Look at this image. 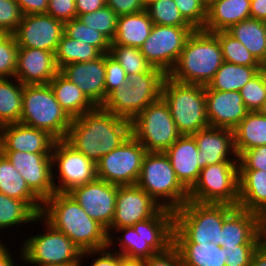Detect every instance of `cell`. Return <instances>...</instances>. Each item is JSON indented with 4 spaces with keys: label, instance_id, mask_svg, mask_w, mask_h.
Returning <instances> with one entry per match:
<instances>
[{
    "label": "cell",
    "instance_id": "cell-1",
    "mask_svg": "<svg viewBox=\"0 0 266 266\" xmlns=\"http://www.w3.org/2000/svg\"><path fill=\"white\" fill-rule=\"evenodd\" d=\"M130 135V120L95 107L72 119L65 141L96 165Z\"/></svg>",
    "mask_w": 266,
    "mask_h": 266
},
{
    "label": "cell",
    "instance_id": "cell-2",
    "mask_svg": "<svg viewBox=\"0 0 266 266\" xmlns=\"http://www.w3.org/2000/svg\"><path fill=\"white\" fill-rule=\"evenodd\" d=\"M40 216L67 235L82 251L108 247L106 229L92 219L69 193L55 192L43 202Z\"/></svg>",
    "mask_w": 266,
    "mask_h": 266
},
{
    "label": "cell",
    "instance_id": "cell-3",
    "mask_svg": "<svg viewBox=\"0 0 266 266\" xmlns=\"http://www.w3.org/2000/svg\"><path fill=\"white\" fill-rule=\"evenodd\" d=\"M223 62L217 36L213 32L195 29L167 76L180 83L208 86Z\"/></svg>",
    "mask_w": 266,
    "mask_h": 266
},
{
    "label": "cell",
    "instance_id": "cell-4",
    "mask_svg": "<svg viewBox=\"0 0 266 266\" xmlns=\"http://www.w3.org/2000/svg\"><path fill=\"white\" fill-rule=\"evenodd\" d=\"M236 207L188 200L174 211L173 243H214L220 246L224 219Z\"/></svg>",
    "mask_w": 266,
    "mask_h": 266
},
{
    "label": "cell",
    "instance_id": "cell-5",
    "mask_svg": "<svg viewBox=\"0 0 266 266\" xmlns=\"http://www.w3.org/2000/svg\"><path fill=\"white\" fill-rule=\"evenodd\" d=\"M174 211L161 208L153 217L137 222L133 227L114 228V232L124 234L116 236L121 256L146 259L164 252L173 245Z\"/></svg>",
    "mask_w": 266,
    "mask_h": 266
},
{
    "label": "cell",
    "instance_id": "cell-6",
    "mask_svg": "<svg viewBox=\"0 0 266 266\" xmlns=\"http://www.w3.org/2000/svg\"><path fill=\"white\" fill-rule=\"evenodd\" d=\"M167 75L159 68L127 74V82L118 85L101 106L116 116L132 121L148 105L161 97Z\"/></svg>",
    "mask_w": 266,
    "mask_h": 266
},
{
    "label": "cell",
    "instance_id": "cell-7",
    "mask_svg": "<svg viewBox=\"0 0 266 266\" xmlns=\"http://www.w3.org/2000/svg\"><path fill=\"white\" fill-rule=\"evenodd\" d=\"M72 118L60 106L49 84L24 85L20 123L65 140Z\"/></svg>",
    "mask_w": 266,
    "mask_h": 266
},
{
    "label": "cell",
    "instance_id": "cell-8",
    "mask_svg": "<svg viewBox=\"0 0 266 266\" xmlns=\"http://www.w3.org/2000/svg\"><path fill=\"white\" fill-rule=\"evenodd\" d=\"M162 208L175 211L189 200V191L180 183L164 152H147L136 183Z\"/></svg>",
    "mask_w": 266,
    "mask_h": 266
},
{
    "label": "cell",
    "instance_id": "cell-9",
    "mask_svg": "<svg viewBox=\"0 0 266 266\" xmlns=\"http://www.w3.org/2000/svg\"><path fill=\"white\" fill-rule=\"evenodd\" d=\"M161 97L168 105L181 135H192L209 127L205 86L180 83L166 76Z\"/></svg>",
    "mask_w": 266,
    "mask_h": 266
},
{
    "label": "cell",
    "instance_id": "cell-10",
    "mask_svg": "<svg viewBox=\"0 0 266 266\" xmlns=\"http://www.w3.org/2000/svg\"><path fill=\"white\" fill-rule=\"evenodd\" d=\"M45 232L26 238L19 254L24 264L81 266L82 251L64 233L54 229L39 215ZM47 230V231H46Z\"/></svg>",
    "mask_w": 266,
    "mask_h": 266
},
{
    "label": "cell",
    "instance_id": "cell-11",
    "mask_svg": "<svg viewBox=\"0 0 266 266\" xmlns=\"http://www.w3.org/2000/svg\"><path fill=\"white\" fill-rule=\"evenodd\" d=\"M131 134L147 152H165L181 136L162 97L131 121Z\"/></svg>",
    "mask_w": 266,
    "mask_h": 266
},
{
    "label": "cell",
    "instance_id": "cell-12",
    "mask_svg": "<svg viewBox=\"0 0 266 266\" xmlns=\"http://www.w3.org/2000/svg\"><path fill=\"white\" fill-rule=\"evenodd\" d=\"M189 200L238 207V162H221L201 169L197 182L189 190Z\"/></svg>",
    "mask_w": 266,
    "mask_h": 266
},
{
    "label": "cell",
    "instance_id": "cell-13",
    "mask_svg": "<svg viewBox=\"0 0 266 266\" xmlns=\"http://www.w3.org/2000/svg\"><path fill=\"white\" fill-rule=\"evenodd\" d=\"M146 149L131 134L96 164L97 179L118 186L136 185Z\"/></svg>",
    "mask_w": 266,
    "mask_h": 266
},
{
    "label": "cell",
    "instance_id": "cell-14",
    "mask_svg": "<svg viewBox=\"0 0 266 266\" xmlns=\"http://www.w3.org/2000/svg\"><path fill=\"white\" fill-rule=\"evenodd\" d=\"M51 156L52 167L58 171L55 173L53 171V184L56 192L68 193L73 188L97 178L96 165L65 140H56ZM56 174L59 178L55 177ZM55 179H59V183Z\"/></svg>",
    "mask_w": 266,
    "mask_h": 266
},
{
    "label": "cell",
    "instance_id": "cell-15",
    "mask_svg": "<svg viewBox=\"0 0 266 266\" xmlns=\"http://www.w3.org/2000/svg\"><path fill=\"white\" fill-rule=\"evenodd\" d=\"M193 27L162 26L154 24L149 37L140 47L152 67L166 75L175 66Z\"/></svg>",
    "mask_w": 266,
    "mask_h": 266
},
{
    "label": "cell",
    "instance_id": "cell-16",
    "mask_svg": "<svg viewBox=\"0 0 266 266\" xmlns=\"http://www.w3.org/2000/svg\"><path fill=\"white\" fill-rule=\"evenodd\" d=\"M162 207L144 190L137 185L118 186L115 215L111 226L106 230L108 234V247L114 243L113 229L133 227L153 217ZM112 231V232H111Z\"/></svg>",
    "mask_w": 266,
    "mask_h": 266
},
{
    "label": "cell",
    "instance_id": "cell-17",
    "mask_svg": "<svg viewBox=\"0 0 266 266\" xmlns=\"http://www.w3.org/2000/svg\"><path fill=\"white\" fill-rule=\"evenodd\" d=\"M23 177L30 190L42 201L55 192L51 154L1 151Z\"/></svg>",
    "mask_w": 266,
    "mask_h": 266
},
{
    "label": "cell",
    "instance_id": "cell-18",
    "mask_svg": "<svg viewBox=\"0 0 266 266\" xmlns=\"http://www.w3.org/2000/svg\"><path fill=\"white\" fill-rule=\"evenodd\" d=\"M118 185L95 179L77 186L68 193L84 211L106 230L111 226L115 215Z\"/></svg>",
    "mask_w": 266,
    "mask_h": 266
},
{
    "label": "cell",
    "instance_id": "cell-19",
    "mask_svg": "<svg viewBox=\"0 0 266 266\" xmlns=\"http://www.w3.org/2000/svg\"><path fill=\"white\" fill-rule=\"evenodd\" d=\"M64 33V23L48 14L23 15L13 33L18 47L36 48L55 54Z\"/></svg>",
    "mask_w": 266,
    "mask_h": 266
},
{
    "label": "cell",
    "instance_id": "cell-20",
    "mask_svg": "<svg viewBox=\"0 0 266 266\" xmlns=\"http://www.w3.org/2000/svg\"><path fill=\"white\" fill-rule=\"evenodd\" d=\"M59 72L76 84L95 107L106 101L105 54L92 61L67 64Z\"/></svg>",
    "mask_w": 266,
    "mask_h": 266
},
{
    "label": "cell",
    "instance_id": "cell-21",
    "mask_svg": "<svg viewBox=\"0 0 266 266\" xmlns=\"http://www.w3.org/2000/svg\"><path fill=\"white\" fill-rule=\"evenodd\" d=\"M209 127L233 130L249 112L239 91H218L205 86Z\"/></svg>",
    "mask_w": 266,
    "mask_h": 266
},
{
    "label": "cell",
    "instance_id": "cell-22",
    "mask_svg": "<svg viewBox=\"0 0 266 266\" xmlns=\"http://www.w3.org/2000/svg\"><path fill=\"white\" fill-rule=\"evenodd\" d=\"M192 136L199 150L198 164L201 169L221 162H238L233 130L207 127Z\"/></svg>",
    "mask_w": 266,
    "mask_h": 266
},
{
    "label": "cell",
    "instance_id": "cell-23",
    "mask_svg": "<svg viewBox=\"0 0 266 266\" xmlns=\"http://www.w3.org/2000/svg\"><path fill=\"white\" fill-rule=\"evenodd\" d=\"M55 142L48 132L20 122L0 127V151L52 154Z\"/></svg>",
    "mask_w": 266,
    "mask_h": 266
},
{
    "label": "cell",
    "instance_id": "cell-24",
    "mask_svg": "<svg viewBox=\"0 0 266 266\" xmlns=\"http://www.w3.org/2000/svg\"><path fill=\"white\" fill-rule=\"evenodd\" d=\"M58 72L53 52L18 47L15 78L23 85L49 84Z\"/></svg>",
    "mask_w": 266,
    "mask_h": 266
},
{
    "label": "cell",
    "instance_id": "cell-25",
    "mask_svg": "<svg viewBox=\"0 0 266 266\" xmlns=\"http://www.w3.org/2000/svg\"><path fill=\"white\" fill-rule=\"evenodd\" d=\"M260 216L236 207L223 222L220 246L259 245Z\"/></svg>",
    "mask_w": 266,
    "mask_h": 266
},
{
    "label": "cell",
    "instance_id": "cell-26",
    "mask_svg": "<svg viewBox=\"0 0 266 266\" xmlns=\"http://www.w3.org/2000/svg\"><path fill=\"white\" fill-rule=\"evenodd\" d=\"M180 183L189 191L197 182L201 168L198 164L199 150L192 135H181L164 152Z\"/></svg>",
    "mask_w": 266,
    "mask_h": 266
},
{
    "label": "cell",
    "instance_id": "cell-27",
    "mask_svg": "<svg viewBox=\"0 0 266 266\" xmlns=\"http://www.w3.org/2000/svg\"><path fill=\"white\" fill-rule=\"evenodd\" d=\"M251 0H211L207 3V16L203 30L226 31L232 25L251 17Z\"/></svg>",
    "mask_w": 266,
    "mask_h": 266
},
{
    "label": "cell",
    "instance_id": "cell-28",
    "mask_svg": "<svg viewBox=\"0 0 266 266\" xmlns=\"http://www.w3.org/2000/svg\"><path fill=\"white\" fill-rule=\"evenodd\" d=\"M238 207L249 212L266 215V171L238 170Z\"/></svg>",
    "mask_w": 266,
    "mask_h": 266
},
{
    "label": "cell",
    "instance_id": "cell-29",
    "mask_svg": "<svg viewBox=\"0 0 266 266\" xmlns=\"http://www.w3.org/2000/svg\"><path fill=\"white\" fill-rule=\"evenodd\" d=\"M0 193L25 201L38 215L43 202L30 190L13 164L0 151Z\"/></svg>",
    "mask_w": 266,
    "mask_h": 266
},
{
    "label": "cell",
    "instance_id": "cell-30",
    "mask_svg": "<svg viewBox=\"0 0 266 266\" xmlns=\"http://www.w3.org/2000/svg\"><path fill=\"white\" fill-rule=\"evenodd\" d=\"M153 25L146 9L118 16L116 34L111 44L140 48L149 37Z\"/></svg>",
    "mask_w": 266,
    "mask_h": 266
},
{
    "label": "cell",
    "instance_id": "cell-31",
    "mask_svg": "<svg viewBox=\"0 0 266 266\" xmlns=\"http://www.w3.org/2000/svg\"><path fill=\"white\" fill-rule=\"evenodd\" d=\"M49 85L60 106L72 119L95 108L81 89L60 72L49 82Z\"/></svg>",
    "mask_w": 266,
    "mask_h": 266
},
{
    "label": "cell",
    "instance_id": "cell-32",
    "mask_svg": "<svg viewBox=\"0 0 266 266\" xmlns=\"http://www.w3.org/2000/svg\"><path fill=\"white\" fill-rule=\"evenodd\" d=\"M238 157L246 150L266 145V116L249 111L233 129Z\"/></svg>",
    "mask_w": 266,
    "mask_h": 266
},
{
    "label": "cell",
    "instance_id": "cell-33",
    "mask_svg": "<svg viewBox=\"0 0 266 266\" xmlns=\"http://www.w3.org/2000/svg\"><path fill=\"white\" fill-rule=\"evenodd\" d=\"M251 52L261 64L266 58V22L248 18L226 30Z\"/></svg>",
    "mask_w": 266,
    "mask_h": 266
},
{
    "label": "cell",
    "instance_id": "cell-34",
    "mask_svg": "<svg viewBox=\"0 0 266 266\" xmlns=\"http://www.w3.org/2000/svg\"><path fill=\"white\" fill-rule=\"evenodd\" d=\"M184 266H225V248L212 242L173 243Z\"/></svg>",
    "mask_w": 266,
    "mask_h": 266
},
{
    "label": "cell",
    "instance_id": "cell-35",
    "mask_svg": "<svg viewBox=\"0 0 266 266\" xmlns=\"http://www.w3.org/2000/svg\"><path fill=\"white\" fill-rule=\"evenodd\" d=\"M23 89L15 77L0 78V127L20 122Z\"/></svg>",
    "mask_w": 266,
    "mask_h": 266
},
{
    "label": "cell",
    "instance_id": "cell-36",
    "mask_svg": "<svg viewBox=\"0 0 266 266\" xmlns=\"http://www.w3.org/2000/svg\"><path fill=\"white\" fill-rule=\"evenodd\" d=\"M260 66H244L223 62L208 84L212 90L240 91V89L258 74Z\"/></svg>",
    "mask_w": 266,
    "mask_h": 266
},
{
    "label": "cell",
    "instance_id": "cell-37",
    "mask_svg": "<svg viewBox=\"0 0 266 266\" xmlns=\"http://www.w3.org/2000/svg\"><path fill=\"white\" fill-rule=\"evenodd\" d=\"M101 55L95 46L72 39L63 33L55 52V61L60 70L67 64L92 61Z\"/></svg>",
    "mask_w": 266,
    "mask_h": 266
},
{
    "label": "cell",
    "instance_id": "cell-38",
    "mask_svg": "<svg viewBox=\"0 0 266 266\" xmlns=\"http://www.w3.org/2000/svg\"><path fill=\"white\" fill-rule=\"evenodd\" d=\"M32 222H39V215L25 201L0 193V230Z\"/></svg>",
    "mask_w": 266,
    "mask_h": 266
},
{
    "label": "cell",
    "instance_id": "cell-39",
    "mask_svg": "<svg viewBox=\"0 0 266 266\" xmlns=\"http://www.w3.org/2000/svg\"><path fill=\"white\" fill-rule=\"evenodd\" d=\"M221 45L223 60L228 63L244 66H261L251 52L227 31L214 33Z\"/></svg>",
    "mask_w": 266,
    "mask_h": 266
},
{
    "label": "cell",
    "instance_id": "cell-40",
    "mask_svg": "<svg viewBox=\"0 0 266 266\" xmlns=\"http://www.w3.org/2000/svg\"><path fill=\"white\" fill-rule=\"evenodd\" d=\"M154 24L162 26L192 27L181 15L174 0H153L145 6Z\"/></svg>",
    "mask_w": 266,
    "mask_h": 266
},
{
    "label": "cell",
    "instance_id": "cell-41",
    "mask_svg": "<svg viewBox=\"0 0 266 266\" xmlns=\"http://www.w3.org/2000/svg\"><path fill=\"white\" fill-rule=\"evenodd\" d=\"M109 54L120 63L126 74L143 73L154 68L138 47L111 44Z\"/></svg>",
    "mask_w": 266,
    "mask_h": 266
},
{
    "label": "cell",
    "instance_id": "cell-42",
    "mask_svg": "<svg viewBox=\"0 0 266 266\" xmlns=\"http://www.w3.org/2000/svg\"><path fill=\"white\" fill-rule=\"evenodd\" d=\"M64 33L72 39L95 46L102 54L110 52L111 42L99 31L86 26L78 18L64 23Z\"/></svg>",
    "mask_w": 266,
    "mask_h": 266
},
{
    "label": "cell",
    "instance_id": "cell-43",
    "mask_svg": "<svg viewBox=\"0 0 266 266\" xmlns=\"http://www.w3.org/2000/svg\"><path fill=\"white\" fill-rule=\"evenodd\" d=\"M77 18L86 26L99 31L111 43L113 42L118 15L109 6L106 5L91 13L78 15Z\"/></svg>",
    "mask_w": 266,
    "mask_h": 266
},
{
    "label": "cell",
    "instance_id": "cell-44",
    "mask_svg": "<svg viewBox=\"0 0 266 266\" xmlns=\"http://www.w3.org/2000/svg\"><path fill=\"white\" fill-rule=\"evenodd\" d=\"M18 45L13 34L0 32V78H13L16 74Z\"/></svg>",
    "mask_w": 266,
    "mask_h": 266
},
{
    "label": "cell",
    "instance_id": "cell-45",
    "mask_svg": "<svg viewBox=\"0 0 266 266\" xmlns=\"http://www.w3.org/2000/svg\"><path fill=\"white\" fill-rule=\"evenodd\" d=\"M182 17L194 28L203 29L207 16L205 0H174Z\"/></svg>",
    "mask_w": 266,
    "mask_h": 266
},
{
    "label": "cell",
    "instance_id": "cell-46",
    "mask_svg": "<svg viewBox=\"0 0 266 266\" xmlns=\"http://www.w3.org/2000/svg\"><path fill=\"white\" fill-rule=\"evenodd\" d=\"M239 92L248 111H259L266 100V87L259 73L248 81Z\"/></svg>",
    "mask_w": 266,
    "mask_h": 266
},
{
    "label": "cell",
    "instance_id": "cell-47",
    "mask_svg": "<svg viewBox=\"0 0 266 266\" xmlns=\"http://www.w3.org/2000/svg\"><path fill=\"white\" fill-rule=\"evenodd\" d=\"M22 18L23 13L16 0H0V32L13 34Z\"/></svg>",
    "mask_w": 266,
    "mask_h": 266
},
{
    "label": "cell",
    "instance_id": "cell-48",
    "mask_svg": "<svg viewBox=\"0 0 266 266\" xmlns=\"http://www.w3.org/2000/svg\"><path fill=\"white\" fill-rule=\"evenodd\" d=\"M127 74L120 63L109 53H105V92L107 96L116 89L118 85L127 82Z\"/></svg>",
    "mask_w": 266,
    "mask_h": 266
},
{
    "label": "cell",
    "instance_id": "cell-49",
    "mask_svg": "<svg viewBox=\"0 0 266 266\" xmlns=\"http://www.w3.org/2000/svg\"><path fill=\"white\" fill-rule=\"evenodd\" d=\"M238 170L266 171V145L244 151L238 157Z\"/></svg>",
    "mask_w": 266,
    "mask_h": 266
},
{
    "label": "cell",
    "instance_id": "cell-50",
    "mask_svg": "<svg viewBox=\"0 0 266 266\" xmlns=\"http://www.w3.org/2000/svg\"><path fill=\"white\" fill-rule=\"evenodd\" d=\"M258 245H236L225 248V266H250L254 250Z\"/></svg>",
    "mask_w": 266,
    "mask_h": 266
},
{
    "label": "cell",
    "instance_id": "cell-51",
    "mask_svg": "<svg viewBox=\"0 0 266 266\" xmlns=\"http://www.w3.org/2000/svg\"><path fill=\"white\" fill-rule=\"evenodd\" d=\"M46 14L63 23L75 19L77 18L75 0H48Z\"/></svg>",
    "mask_w": 266,
    "mask_h": 266
},
{
    "label": "cell",
    "instance_id": "cell-52",
    "mask_svg": "<svg viewBox=\"0 0 266 266\" xmlns=\"http://www.w3.org/2000/svg\"><path fill=\"white\" fill-rule=\"evenodd\" d=\"M144 266H184L177 248L172 245L164 252L143 259Z\"/></svg>",
    "mask_w": 266,
    "mask_h": 266
},
{
    "label": "cell",
    "instance_id": "cell-53",
    "mask_svg": "<svg viewBox=\"0 0 266 266\" xmlns=\"http://www.w3.org/2000/svg\"><path fill=\"white\" fill-rule=\"evenodd\" d=\"M110 248L106 247L103 249H97V250H89L84 251L81 254V266L83 264L82 258H86L87 256H95V259L92 260V264L90 266H119V260L122 257L119 253L115 251L110 252ZM98 255V256H97Z\"/></svg>",
    "mask_w": 266,
    "mask_h": 266
},
{
    "label": "cell",
    "instance_id": "cell-54",
    "mask_svg": "<svg viewBox=\"0 0 266 266\" xmlns=\"http://www.w3.org/2000/svg\"><path fill=\"white\" fill-rule=\"evenodd\" d=\"M106 5L118 16L145 10V5L142 0H106Z\"/></svg>",
    "mask_w": 266,
    "mask_h": 266
},
{
    "label": "cell",
    "instance_id": "cell-55",
    "mask_svg": "<svg viewBox=\"0 0 266 266\" xmlns=\"http://www.w3.org/2000/svg\"><path fill=\"white\" fill-rule=\"evenodd\" d=\"M23 15L46 14L48 0H16Z\"/></svg>",
    "mask_w": 266,
    "mask_h": 266
},
{
    "label": "cell",
    "instance_id": "cell-56",
    "mask_svg": "<svg viewBox=\"0 0 266 266\" xmlns=\"http://www.w3.org/2000/svg\"><path fill=\"white\" fill-rule=\"evenodd\" d=\"M77 16L91 13L106 6V0H75Z\"/></svg>",
    "mask_w": 266,
    "mask_h": 266
},
{
    "label": "cell",
    "instance_id": "cell-57",
    "mask_svg": "<svg viewBox=\"0 0 266 266\" xmlns=\"http://www.w3.org/2000/svg\"><path fill=\"white\" fill-rule=\"evenodd\" d=\"M251 18L266 22V0H251Z\"/></svg>",
    "mask_w": 266,
    "mask_h": 266
},
{
    "label": "cell",
    "instance_id": "cell-58",
    "mask_svg": "<svg viewBox=\"0 0 266 266\" xmlns=\"http://www.w3.org/2000/svg\"><path fill=\"white\" fill-rule=\"evenodd\" d=\"M250 266H266V249L260 244L253 252Z\"/></svg>",
    "mask_w": 266,
    "mask_h": 266
},
{
    "label": "cell",
    "instance_id": "cell-59",
    "mask_svg": "<svg viewBox=\"0 0 266 266\" xmlns=\"http://www.w3.org/2000/svg\"><path fill=\"white\" fill-rule=\"evenodd\" d=\"M9 252V248H7L4 243L0 242V266H18L15 265L16 260L12 258Z\"/></svg>",
    "mask_w": 266,
    "mask_h": 266
},
{
    "label": "cell",
    "instance_id": "cell-60",
    "mask_svg": "<svg viewBox=\"0 0 266 266\" xmlns=\"http://www.w3.org/2000/svg\"><path fill=\"white\" fill-rule=\"evenodd\" d=\"M259 236L260 245L266 249V215L260 217Z\"/></svg>",
    "mask_w": 266,
    "mask_h": 266
},
{
    "label": "cell",
    "instance_id": "cell-61",
    "mask_svg": "<svg viewBox=\"0 0 266 266\" xmlns=\"http://www.w3.org/2000/svg\"><path fill=\"white\" fill-rule=\"evenodd\" d=\"M119 266H144L143 259L128 258L122 256L119 260Z\"/></svg>",
    "mask_w": 266,
    "mask_h": 266
},
{
    "label": "cell",
    "instance_id": "cell-62",
    "mask_svg": "<svg viewBox=\"0 0 266 266\" xmlns=\"http://www.w3.org/2000/svg\"><path fill=\"white\" fill-rule=\"evenodd\" d=\"M258 73L260 74L262 80H263V83L266 87V69L261 65L259 70H258Z\"/></svg>",
    "mask_w": 266,
    "mask_h": 266
},
{
    "label": "cell",
    "instance_id": "cell-63",
    "mask_svg": "<svg viewBox=\"0 0 266 266\" xmlns=\"http://www.w3.org/2000/svg\"><path fill=\"white\" fill-rule=\"evenodd\" d=\"M258 112L266 116V100L264 101Z\"/></svg>",
    "mask_w": 266,
    "mask_h": 266
},
{
    "label": "cell",
    "instance_id": "cell-64",
    "mask_svg": "<svg viewBox=\"0 0 266 266\" xmlns=\"http://www.w3.org/2000/svg\"><path fill=\"white\" fill-rule=\"evenodd\" d=\"M34 266H62V265H56V264H33Z\"/></svg>",
    "mask_w": 266,
    "mask_h": 266
},
{
    "label": "cell",
    "instance_id": "cell-65",
    "mask_svg": "<svg viewBox=\"0 0 266 266\" xmlns=\"http://www.w3.org/2000/svg\"><path fill=\"white\" fill-rule=\"evenodd\" d=\"M142 1H143V4L146 6L148 3H150L153 0H142Z\"/></svg>",
    "mask_w": 266,
    "mask_h": 266
},
{
    "label": "cell",
    "instance_id": "cell-66",
    "mask_svg": "<svg viewBox=\"0 0 266 266\" xmlns=\"http://www.w3.org/2000/svg\"><path fill=\"white\" fill-rule=\"evenodd\" d=\"M261 65L266 69V58H265V60L261 63Z\"/></svg>",
    "mask_w": 266,
    "mask_h": 266
}]
</instances>
